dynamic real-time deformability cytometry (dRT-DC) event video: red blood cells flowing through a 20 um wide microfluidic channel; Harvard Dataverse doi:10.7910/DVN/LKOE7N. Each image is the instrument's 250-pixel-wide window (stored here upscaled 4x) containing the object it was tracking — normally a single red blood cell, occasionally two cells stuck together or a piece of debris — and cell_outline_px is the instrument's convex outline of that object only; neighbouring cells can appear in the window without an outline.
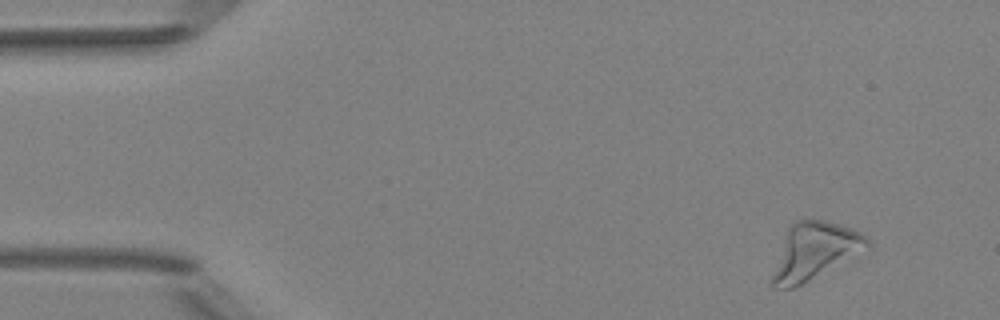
{"species": "Egyptian fruit bat (a non-hibernating species)", "species_latin": "Rousettus aegyptiacus", "temperature_condition": "room temperature", "stored_images_in_passage": 4, "camera_frame_rate_fps": 3000, "um_per_image_px": 0.085, "animal": {"sex": "female"}, "frame": {"image": 1, "passage_image": 1, "time_ms": 0.0, "image_size_px": [1000, 320], "cell_outline_px": [[872, 244], [808, 280], [792, 288], [772, 288], [768, 280], [788, 228], [796, 220], [824, 220], [852, 228], [860, 232]], "centroid_in_image_um": [69.14, 21.34], "position_along_channel_um": 15.9, "area_um2": 30.4}}
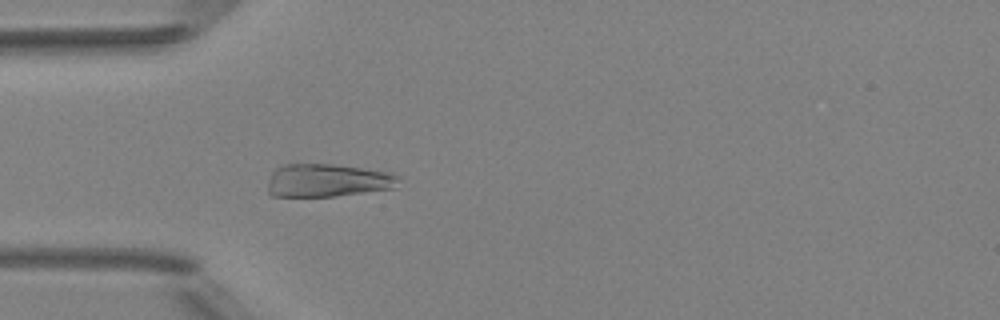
{"frame": {"image": 2, "passage_image": 4, "time_ms": 3.333, "image_size_px": [1000, 320], "cell_outline_px": [[400, 176], [392, 188], [336, 196], [272, 196], [268, 192], [268, 180], [272, 172], [276, 168], [284, 164], [328, 164], [392, 172]], "centroid_in_image_um": [27.79, 15.33], "position_along_channel_um": 57.2, "area_um2": 24.97}}